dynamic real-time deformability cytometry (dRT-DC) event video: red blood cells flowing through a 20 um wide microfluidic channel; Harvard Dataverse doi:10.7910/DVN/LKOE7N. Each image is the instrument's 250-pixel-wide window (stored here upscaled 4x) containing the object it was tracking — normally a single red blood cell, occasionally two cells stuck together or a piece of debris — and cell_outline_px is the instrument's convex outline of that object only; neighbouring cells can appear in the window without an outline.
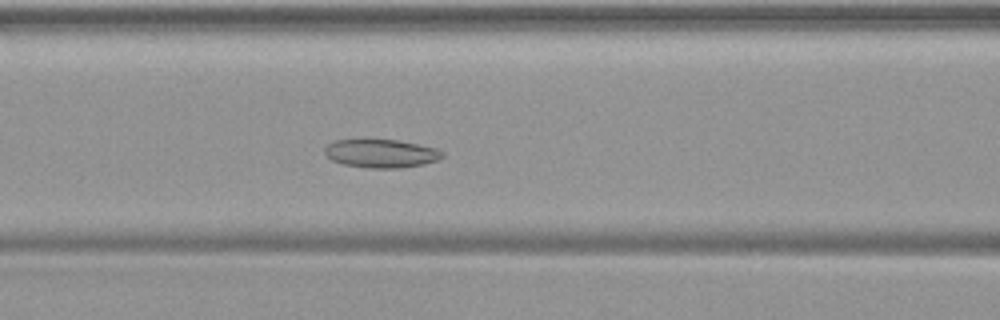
{"species": "common noctule bat (a hibernating species)", "species_latin": "Nyctalus noctula", "temperature_condition": "warm", "stored_images_in_passage": 50, "camera_frame_rate_fps": 3000, "um_per_image_px": 0.085, "animal": {"sex": "female", "body_mass_g": 19.9}, "frame": {"image": 1, "passage_image": 21, "time_ms": 6.667, "image_size_px": [1000, 320], "cell_outline_px": [[444, 156], [436, 160], [424, 164], [400, 168], [368, 168], [344, 164], [332, 160], [324, 152], [324, 148], [332, 140], [400, 140], [436, 148], [444, 152]], "centroid_in_image_um": [32.4, 13.04], "position_along_channel_um": 134.2, "area_um2": 19.42}}
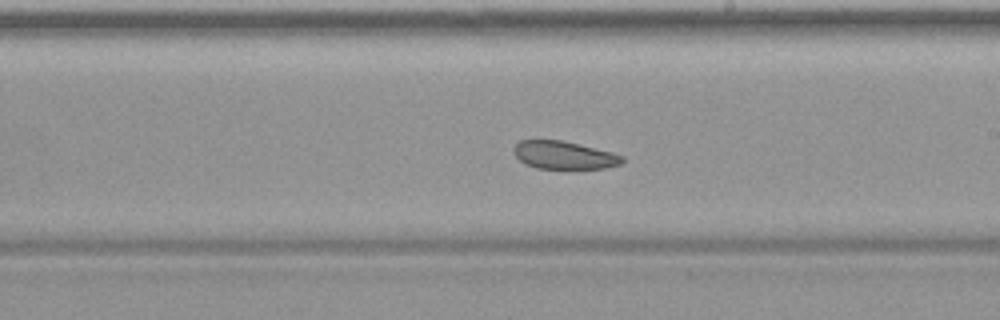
{"frame": {"image": 2, "passage_image": 29, "time_ms": 9.333, "image_size_px": [1000, 320], "cell_outline_px": [[624, 160], [620, 164], [604, 168], [536, 168], [524, 164], [516, 156], [512, 148], [520, 140], [560, 140], [612, 152], [624, 156]], "centroid_in_image_um": [47.92, 13.18], "position_along_channel_um": 241.1, "area_um2": 17.46}}
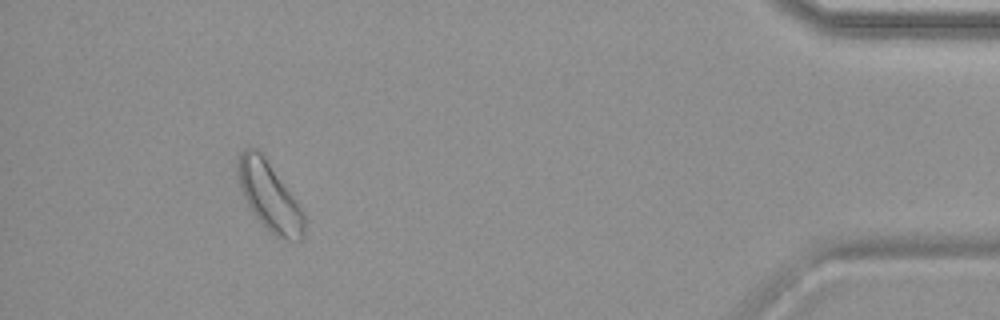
{"frame": {"image": 3, "passage_image": 46, "time_ms": 15.0, "image_size_px": [1000, 320], "cell_outline_px": [[304, 236], [300, 240], [284, 240], [276, 236], [260, 224], [252, 212], [240, 188], [236, 172], [236, 164], [240, 152], [244, 148], [256, 148], [264, 156], [292, 196], [300, 208], [304, 216]], "centroid_in_image_um": [22.85, 16.69], "position_along_channel_um": 412.4, "area_um2": 26.18}}